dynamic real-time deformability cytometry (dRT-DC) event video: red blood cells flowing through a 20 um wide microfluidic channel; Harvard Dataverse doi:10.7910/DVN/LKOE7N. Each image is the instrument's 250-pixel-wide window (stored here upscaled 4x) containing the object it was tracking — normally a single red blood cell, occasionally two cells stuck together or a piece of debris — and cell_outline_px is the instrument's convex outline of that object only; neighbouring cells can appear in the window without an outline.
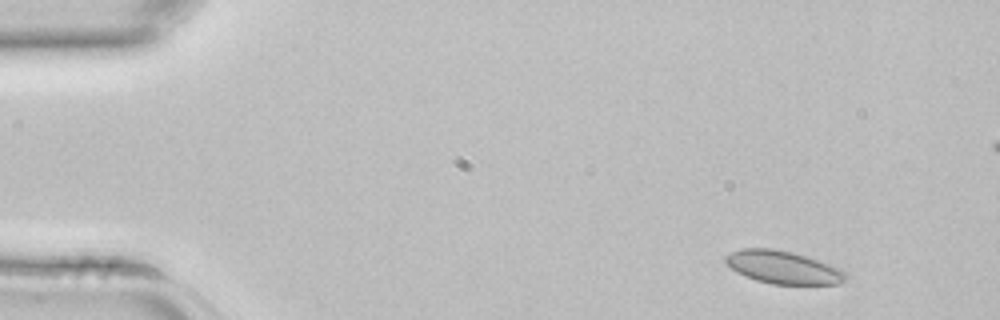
{"species": "common noctule bat (a hibernating species)", "species_latin": "Nyctalus noctula", "temperature_condition": "room temperature", "stored_images_in_passage": 4, "camera_frame_rate_fps": 3000, "um_per_image_px": 0.085, "animal": {"sex": "female", "body_mass_g": 22.7, "forearm_length_mm": 54.2}, "frame": {"image": 1, "passage_image": 1, "time_ms": 0.0, "image_size_px": [1000, 320], "cell_outline_px": [[848, 280], [840, 284], [772, 284], [756, 280], [732, 268], [724, 260], [724, 256], [740, 248], [772, 248], [792, 252], [808, 256], [820, 260], [840, 268], [848, 276]], "centroid_in_image_um": [66.63, 22.71], "position_along_channel_um": 18.4, "area_um2": 23.0}}